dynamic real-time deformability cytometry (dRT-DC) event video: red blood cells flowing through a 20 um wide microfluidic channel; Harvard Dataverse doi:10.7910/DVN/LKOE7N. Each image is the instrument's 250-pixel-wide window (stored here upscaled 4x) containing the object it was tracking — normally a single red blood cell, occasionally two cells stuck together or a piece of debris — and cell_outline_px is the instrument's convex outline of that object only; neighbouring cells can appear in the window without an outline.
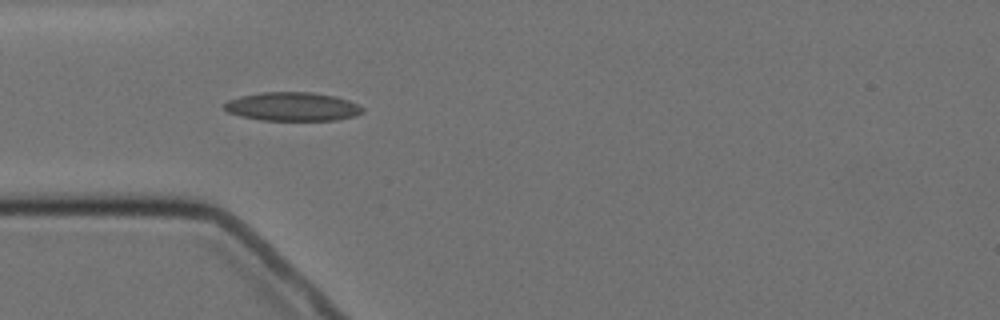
{"species": "Egyptian fruit bat (a non-hibernating species)", "species_latin": "Rousettus aegyptiacus", "temperature_condition": "cold", "stored_images_in_passage": 8, "camera_frame_rate_fps": 3000, "um_per_image_px": 0.085, "animal": {"sex": "female"}, "frame": {"image": 1, "passage_image": 5, "time_ms": 4.667, "image_size_px": [1000, 320], "cell_outline_px": [[364, 112], [356, 116], [336, 120], [260, 120], [240, 116], [228, 112], [224, 108], [224, 104], [228, 100], [240, 96], [260, 92], [312, 92], [336, 96], [348, 100], [364, 108]], "centroid_in_image_um": [24.87, 9.06], "position_along_channel_um": 60.1, "area_um2": 23.24}}
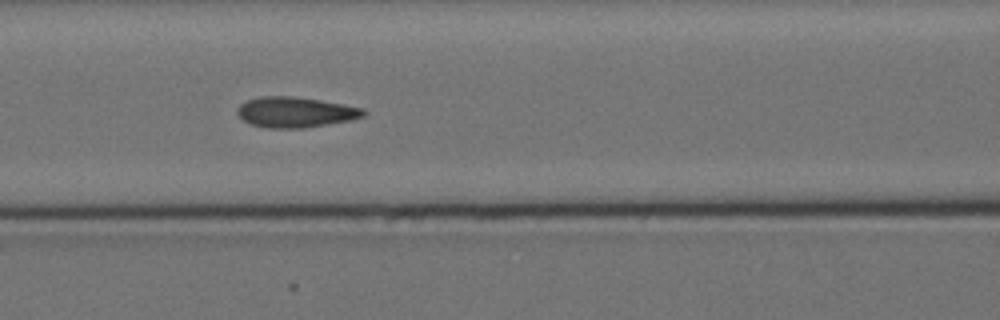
{"frame": {"image": 2, "passage_image": 7, "time_ms": 7.0, "image_size_px": [1000, 320], "cell_outline_px": [[368, 112], [364, 116], [352, 120], [304, 128], [268, 128], [252, 124], [244, 120], [236, 112], [236, 108], [240, 104], [248, 100], [260, 96], [288, 96], [320, 100], [364, 108]], "centroid_in_image_um": [25.13, 9.54], "position_along_channel_um": 141.5, "area_um2": 22.37}}
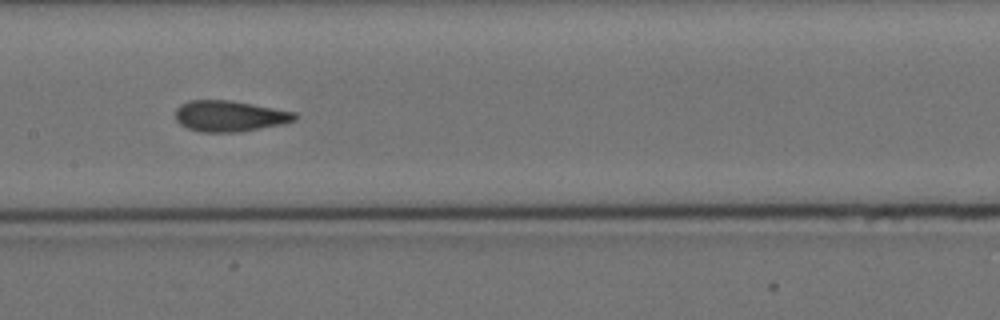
{"frame": {"image": 3, "passage_image": 8, "time_ms": 8.333, "image_size_px": [1000, 320], "cell_outline_px": [[296, 120], [284, 124], [240, 132], [200, 132], [188, 128], [180, 124], [176, 120], [176, 108], [180, 104], [188, 100], [232, 100], [296, 112]], "centroid_in_image_um": [19.52, 9.86], "position_along_channel_um": 187.9, "area_um2": 21.73}}